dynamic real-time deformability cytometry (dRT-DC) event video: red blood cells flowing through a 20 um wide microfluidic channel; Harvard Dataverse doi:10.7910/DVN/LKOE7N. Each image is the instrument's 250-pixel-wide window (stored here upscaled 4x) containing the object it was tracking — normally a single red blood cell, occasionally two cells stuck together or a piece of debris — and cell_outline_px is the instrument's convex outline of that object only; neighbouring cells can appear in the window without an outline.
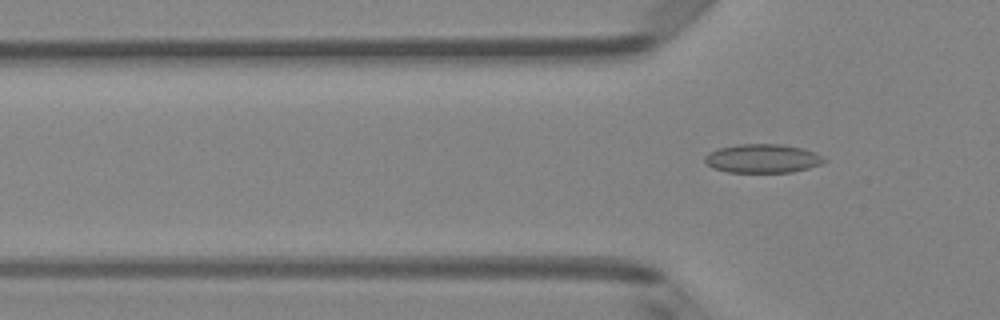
{"species": "Egyptian fruit bat (a non-hibernating species)", "species_latin": "Rousettus aegyptiacus", "temperature_condition": "room temperature", "stored_images_in_passage": 6, "camera_frame_rate_fps": 3000, "um_per_image_px": 0.085, "animal": {"sex": "female"}, "frame": {"image": 1, "passage_image": 6, "time_ms": 1.667, "image_size_px": [1000, 320], "cell_outline_px": [[828, 160], [820, 164], [808, 168], [792, 172], [728, 172], [712, 168], [704, 160], [704, 156], [708, 152], [716, 148], [736, 144], [780, 144], [800, 148], [812, 152]], "centroid_in_image_um": [64.75, 13.47], "position_along_channel_um": 61.1, "area_um2": 19.94}}